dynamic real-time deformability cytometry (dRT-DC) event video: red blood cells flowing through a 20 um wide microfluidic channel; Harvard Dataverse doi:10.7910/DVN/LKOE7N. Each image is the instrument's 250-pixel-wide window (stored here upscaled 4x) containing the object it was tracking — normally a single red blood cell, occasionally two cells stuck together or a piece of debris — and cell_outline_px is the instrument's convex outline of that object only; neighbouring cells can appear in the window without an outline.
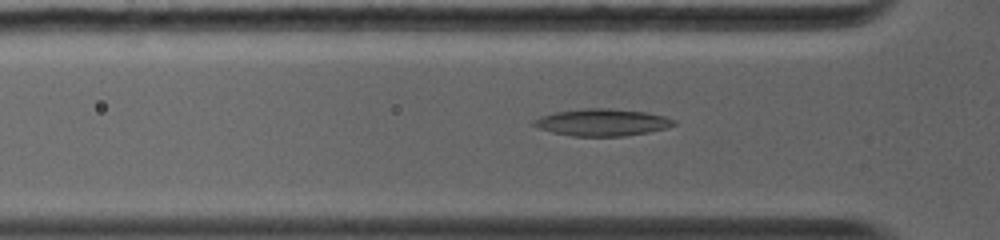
{"species": "common noctule bat (a hibernating species)", "species_latin": "Nyctalus noctula", "temperature_condition": "warm", "stored_images_in_passage": 22, "camera_frame_rate_fps": 5000, "um_per_image_px": 0.085, "animal": {"sex": "female", "body_mass_g": 19.0, "forearm_length_mm": 56.7}, "frame": {"image": 1, "passage_image": 9, "time_ms": 2.8, "image_size_px": [1000, 240], "cell_outline_px": [[676, 124], [664, 128], [648, 132], [624, 136], [572, 136], [552, 132], [540, 128], [532, 124], [532, 120], [540, 116], [556, 112], [584, 108], [608, 108], [644, 112], [664, 116], [676, 120]], "centroid_in_image_um": [51.16, 10.4], "position_along_channel_um": 74.6, "area_um2": 21.91}}
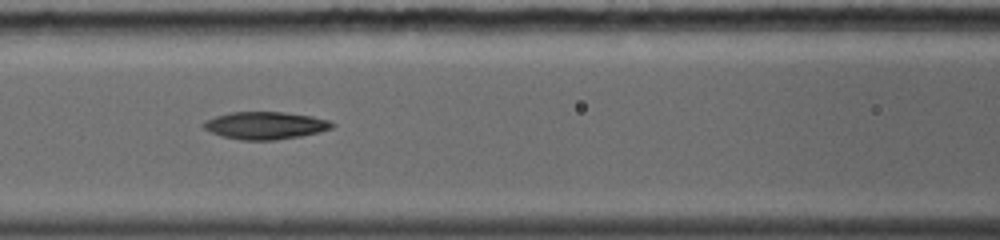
{"frame": {"image": 2, "passage_image": 13, "time_ms": 4.4, "image_size_px": [1000, 240], "cell_outline_px": [[336, 124], [332, 128], [320, 132], [300, 136], [276, 140], [240, 140], [224, 136], [212, 132], [204, 128], [200, 124], [204, 120], [216, 116], [232, 112], [284, 112], [312, 116], [328, 120]], "centroid_in_image_um": [22.56, 10.66], "position_along_channel_um": 144.0, "area_um2": 20.58}}
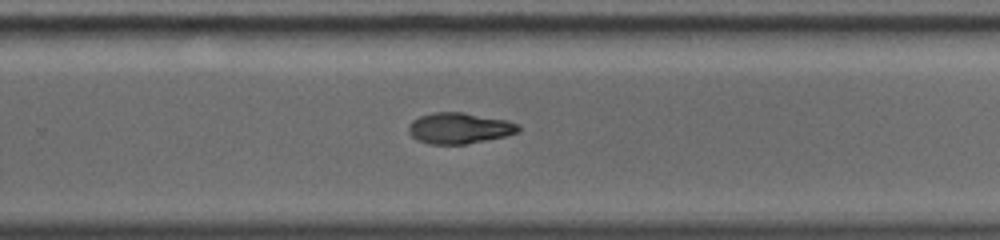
{"frame": {"image": 3, "passage_image": 22, "time_ms": 7.8, "image_size_px": [1000, 240], "cell_outline_px": [[520, 128], [516, 132], [504, 136], [464, 144], [428, 144], [416, 140], [408, 132], [408, 124], [412, 120], [420, 116], [432, 112], [464, 112], [508, 120], [520, 124]], "centroid_in_image_um": [39.0, 10.88], "position_along_channel_um": 290.8, "area_um2": 19.88}}